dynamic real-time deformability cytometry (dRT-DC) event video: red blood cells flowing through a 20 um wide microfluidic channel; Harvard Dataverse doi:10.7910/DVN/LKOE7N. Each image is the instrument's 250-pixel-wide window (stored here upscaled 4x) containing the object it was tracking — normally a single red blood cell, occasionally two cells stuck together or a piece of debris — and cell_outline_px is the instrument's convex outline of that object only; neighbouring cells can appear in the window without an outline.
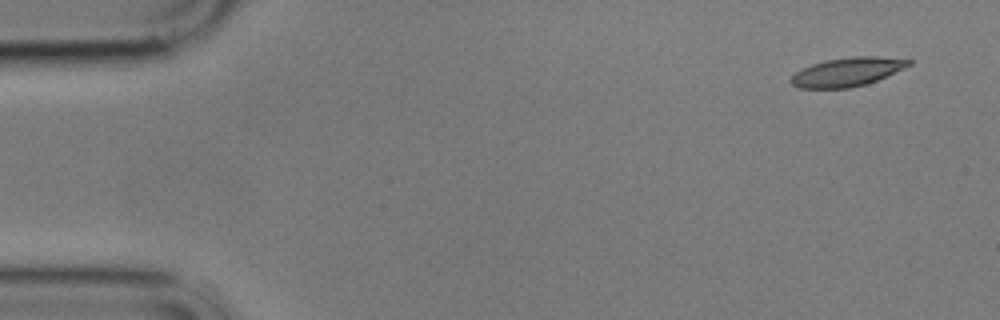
{"species": "common noctule bat (a hibernating species)", "species_latin": "Nyctalus noctula", "temperature_condition": "cold", "stored_images_in_passage": 10, "camera_frame_rate_fps": 3000, "um_per_image_px": 0.085, "animal": {"sex": "male", "body_mass_g": 17.9}, "frame": {"image": 1, "passage_image": 1, "time_ms": 0.0, "image_size_px": [1000, 320], "cell_outline_px": [[912, 64], [904, 68], [868, 84], [848, 88], [800, 88], [792, 84], [788, 80], [796, 72], [812, 64], [828, 60], [852, 56], [876, 56], [912, 60]], "centroid_in_image_um": [72.02, 6.12], "position_along_channel_um": 13.0, "area_um2": 19.59}}
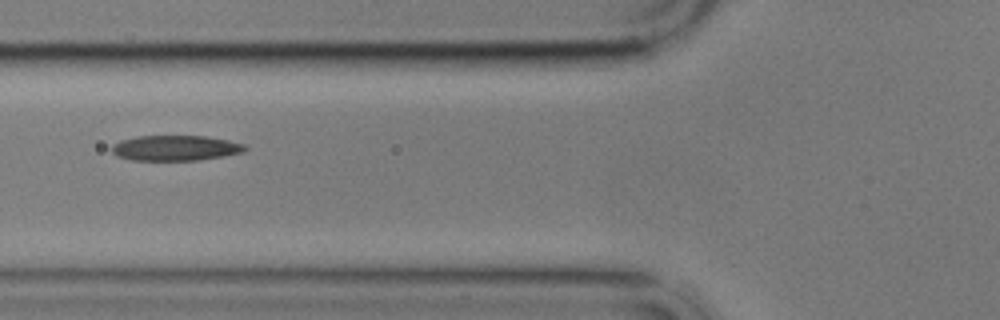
{"frame": {"image": 2, "passage_image": 6, "time_ms": 6.0, "image_size_px": [1000, 320], "cell_outline_px": [[248, 148], [244, 152], [224, 156], [200, 160], [132, 160], [116, 156], [112, 152], [112, 144], [120, 140], [136, 136], [204, 136], [228, 140], [244, 144]], "centroid_in_image_um": [14.91, 12.58], "position_along_channel_um": 110.9, "area_um2": 19.77}}
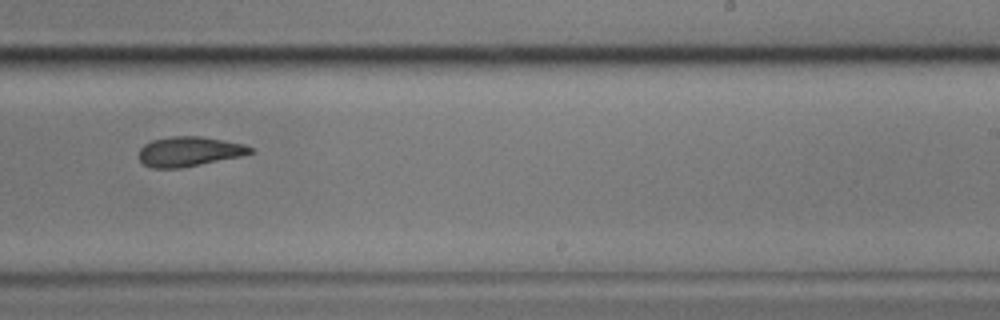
{"frame": {"image": 3, "passage_image": 10, "time_ms": 10.667, "image_size_px": [1000, 320], "cell_outline_px": [[256, 152], [240, 156], [180, 168], [152, 168], [144, 164], [136, 156], [140, 148], [144, 144], [152, 140], [172, 136], [200, 136], [244, 144], [256, 148]], "centroid_in_image_um": [16.07, 12.87], "position_along_channel_um": 272.9, "area_um2": 19.42}}